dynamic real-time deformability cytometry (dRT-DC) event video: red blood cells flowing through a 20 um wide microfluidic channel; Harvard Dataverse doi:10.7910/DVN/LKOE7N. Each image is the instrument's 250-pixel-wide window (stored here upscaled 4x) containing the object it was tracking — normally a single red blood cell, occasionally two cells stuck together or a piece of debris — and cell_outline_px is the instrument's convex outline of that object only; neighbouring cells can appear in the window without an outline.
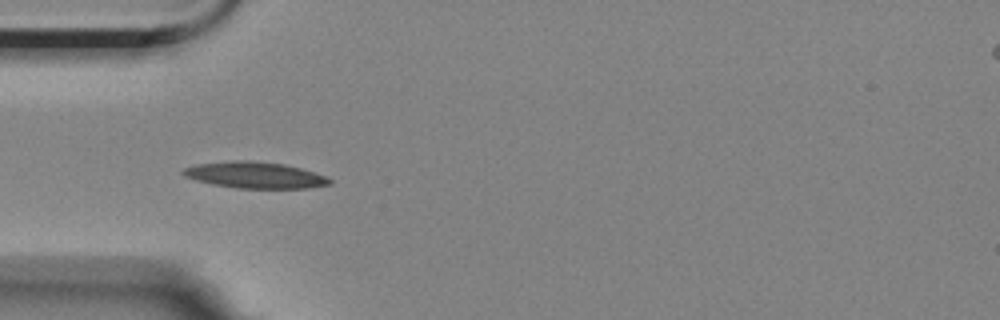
{"species": "Egyptian fruit bat (a non-hibernating species)", "species_latin": "Rousettus aegyptiacus", "temperature_condition": "room temperature", "stored_images_in_passage": 11, "camera_frame_rate_fps": 3000, "um_per_image_px": 0.085, "animal": {"sex": "female"}, "frame": {"image": 1, "passage_image": 4, "time_ms": 4.0, "image_size_px": [1000, 320], "cell_outline_px": [[332, 184], [308, 188], [236, 188], [212, 184], [196, 180], [184, 176], [180, 172], [184, 168], [196, 164], [232, 160], [252, 160], [284, 164], [300, 168], [324, 176], [332, 180]], "centroid_in_image_um": [21.63, 14.88], "position_along_channel_um": 63.4, "area_um2": 22.48}}
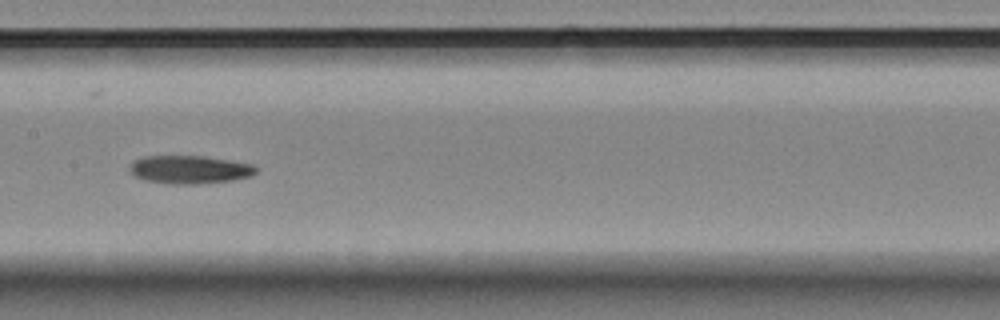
{"frame": {"image": 2, "passage_image": 7, "time_ms": 7.667, "image_size_px": [1000, 320], "cell_outline_px": [[256, 172], [252, 176], [232, 180], [196, 184], [172, 184], [144, 180], [136, 176], [128, 168], [132, 160], [144, 156], [204, 156], [252, 164], [256, 168]], "centroid_in_image_um": [16.09, 14.41], "position_along_channel_um": 191.3, "area_um2": 20.69}}
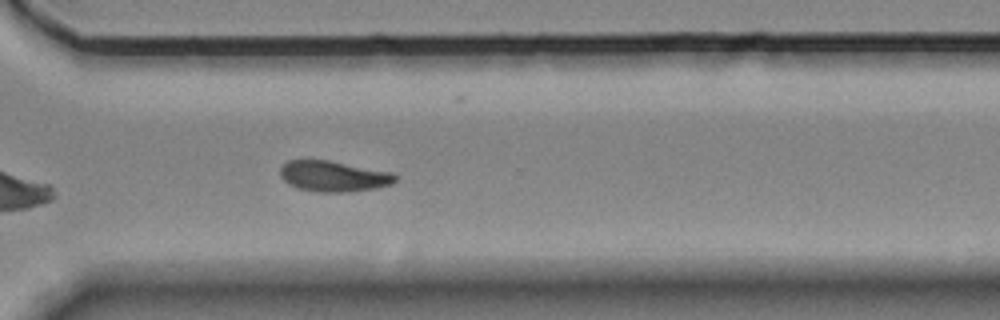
{"frame": {"image": 3, "passage_image": 11, "time_ms": 12.0, "image_size_px": [1000, 320], "cell_outline_px": [[396, 180], [392, 184], [376, 188], [352, 192], [316, 192], [300, 188], [288, 184], [280, 176], [280, 168], [288, 160], [328, 160], [392, 172], [396, 176]], "centroid_in_image_um": [28.35, 14.98], "position_along_channel_um": 342.2, "area_um2": 20.63}}